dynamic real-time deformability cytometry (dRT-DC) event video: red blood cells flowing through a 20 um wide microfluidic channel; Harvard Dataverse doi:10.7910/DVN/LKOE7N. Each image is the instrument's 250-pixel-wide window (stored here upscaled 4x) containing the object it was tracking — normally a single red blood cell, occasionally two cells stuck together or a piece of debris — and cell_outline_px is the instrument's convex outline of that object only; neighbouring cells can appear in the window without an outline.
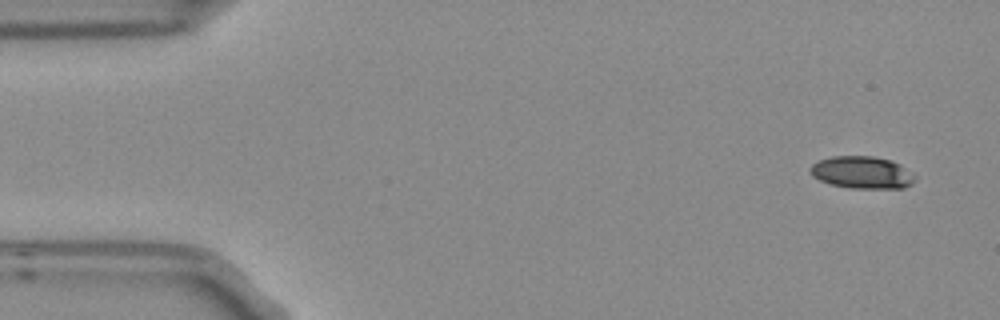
{"species": "Egyptian fruit bat (a non-hibernating species)", "species_latin": "Rousettus aegyptiacus", "temperature_condition": "room temperature", "stored_images_in_passage": 5, "camera_frame_rate_fps": 3000, "um_per_image_px": 0.085, "frame": {"image": 1, "passage_image": 1, "time_ms": 0.0, "image_size_px": [1000, 320], "cell_outline_px": [[916, 180], [912, 184], [904, 188], [852, 188], [832, 184], [820, 180], [812, 176], [808, 172], [808, 168], [816, 160], [832, 156], [872, 156], [892, 160], [900, 164], [916, 176]], "centroid_in_image_um": [73.26, 14.65], "position_along_channel_um": 11.7, "area_um2": 19.94}}